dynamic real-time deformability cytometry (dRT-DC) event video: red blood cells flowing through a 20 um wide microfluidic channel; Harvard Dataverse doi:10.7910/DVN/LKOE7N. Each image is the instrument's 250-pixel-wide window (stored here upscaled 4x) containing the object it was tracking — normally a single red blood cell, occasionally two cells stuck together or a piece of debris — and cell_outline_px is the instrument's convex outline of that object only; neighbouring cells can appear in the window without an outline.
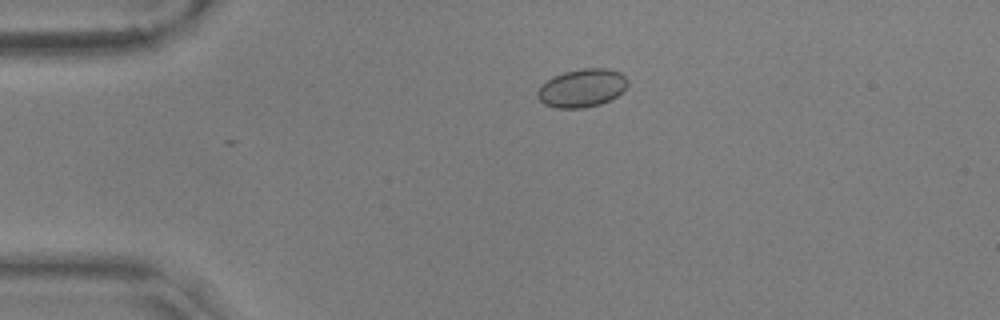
{"species": "common noctule bat (a hibernating species)", "species_latin": "Nyctalus noctula", "temperature_condition": "warm", "stored_images_in_passage": 4, "camera_frame_rate_fps": 3000, "um_per_image_px": 0.085, "animal": {"sex": "male", "body_mass_g": 17.9, "forearm_length_mm": 54.2}, "frame": {"image": 1, "passage_image": 4, "time_ms": 1.0, "image_size_px": [1000, 320], "cell_outline_px": [[628, 84], [616, 96], [600, 104], [584, 108], [556, 108], [544, 104], [536, 96], [536, 92], [540, 84], [552, 76], [564, 72], [584, 68], [604, 68], [620, 72], [628, 80]], "centroid_in_image_um": [49.41, 7.48], "position_along_channel_um": 35.6, "area_um2": 20.11}}